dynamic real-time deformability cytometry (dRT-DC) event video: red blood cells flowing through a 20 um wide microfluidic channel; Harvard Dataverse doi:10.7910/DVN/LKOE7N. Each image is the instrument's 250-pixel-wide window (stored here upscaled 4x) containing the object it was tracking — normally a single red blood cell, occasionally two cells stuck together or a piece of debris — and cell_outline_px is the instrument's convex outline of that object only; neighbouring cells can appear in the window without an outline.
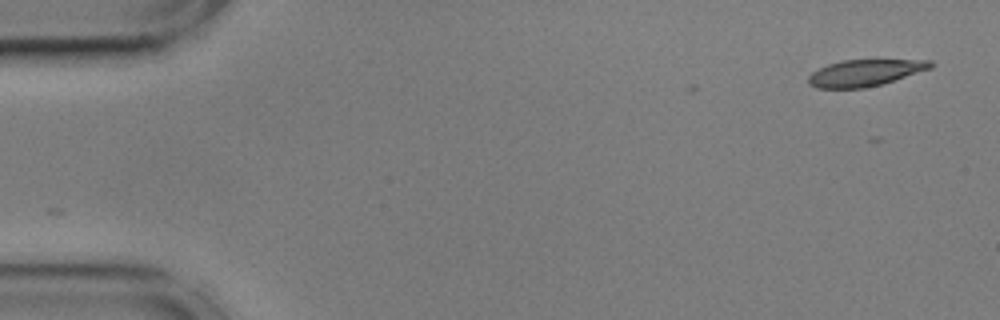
{"species": "common noctule bat (a hibernating species)", "species_latin": "Nyctalus noctula", "temperature_condition": "cold", "stored_images_in_passage": 46, "camera_frame_rate_fps": 3000, "um_per_image_px": 0.085, "animal": {"sex": "male", "body_mass_g": 17.9, "forearm_length_mm": 54.2}, "frame": {"image": 1, "passage_image": 1, "time_ms": 0.0, "image_size_px": [1000, 320], "cell_outline_px": [[932, 68], [884, 84], [864, 88], [816, 88], [808, 84], [808, 76], [812, 72], [828, 64], [844, 60], [932, 60]], "centroid_in_image_um": [73.52, 6.2], "position_along_channel_um": 11.5, "area_um2": 18.96}}
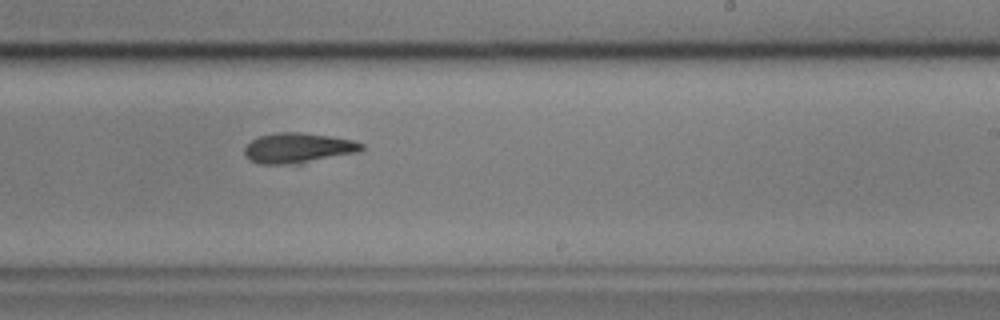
{"frame": {"image": 2, "passage_image": 32, "time_ms": 10.333, "image_size_px": [1000, 320], "cell_outline_px": [[364, 148], [360, 152], [304, 164], [260, 164], [248, 160], [244, 156], [244, 148], [252, 140], [260, 136], [280, 132], [300, 132], [332, 136], [352, 140], [364, 144]], "centroid_in_image_um": [25.37, 12.6], "position_along_channel_um": 263.6, "area_um2": 21.04}}
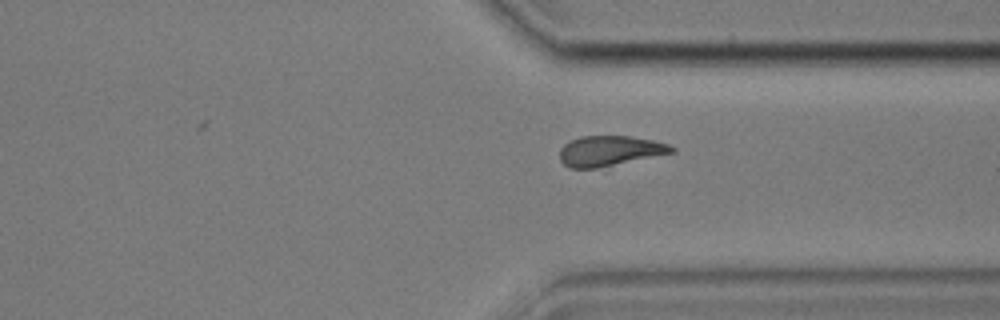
{"frame": {"image": 3, "passage_image": 40, "time_ms": 13.0, "image_size_px": [1000, 320], "cell_outline_px": [[676, 152], [596, 168], [568, 168], [560, 160], [560, 148], [564, 144], [580, 136], [632, 136], [652, 140], [668, 144], [676, 148]], "centroid_in_image_um": [51.83, 12.82], "position_along_channel_um": 359.6, "area_um2": 19.65}, "authors_computed_cell_mechanics": {"area_um2": 20.9236, "velocity_mm_per_s": 3.5887, "shape_relaxation_time_tau1_ms": 2.3001, "shape_relaxation_time_tau2_ms": null, "deformation_change_tau1": 0.1159, "deformation_change_tau2": null}}